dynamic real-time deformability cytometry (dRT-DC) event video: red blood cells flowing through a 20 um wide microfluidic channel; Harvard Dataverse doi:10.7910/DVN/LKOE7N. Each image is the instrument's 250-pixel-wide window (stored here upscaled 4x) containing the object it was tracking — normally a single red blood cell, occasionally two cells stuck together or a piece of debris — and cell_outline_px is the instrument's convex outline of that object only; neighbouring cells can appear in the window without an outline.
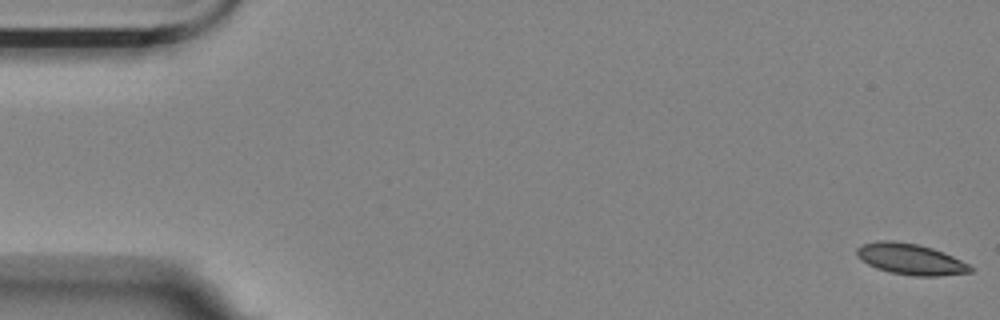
{"species": "Egyptian fruit bat (a non-hibernating species)", "species_latin": "Rousettus aegyptiacus", "temperature_condition": "room temperature", "stored_images_in_passage": 4, "camera_frame_rate_fps": 3000, "um_per_image_px": 0.085, "animal": {"sex": "female"}, "frame": {"image": 1, "passage_image": 1, "time_ms": 0.0, "image_size_px": [1000, 320], "cell_outline_px": [[972, 272], [940, 276], [912, 276], [888, 272], [876, 268], [868, 264], [856, 256], [856, 248], [864, 244], [876, 240], [892, 240], [916, 244], [932, 248], [952, 256], [968, 264], [972, 268]], "centroid_in_image_um": [77.36, 22.03], "position_along_channel_um": 7.6, "area_um2": 20.52}}